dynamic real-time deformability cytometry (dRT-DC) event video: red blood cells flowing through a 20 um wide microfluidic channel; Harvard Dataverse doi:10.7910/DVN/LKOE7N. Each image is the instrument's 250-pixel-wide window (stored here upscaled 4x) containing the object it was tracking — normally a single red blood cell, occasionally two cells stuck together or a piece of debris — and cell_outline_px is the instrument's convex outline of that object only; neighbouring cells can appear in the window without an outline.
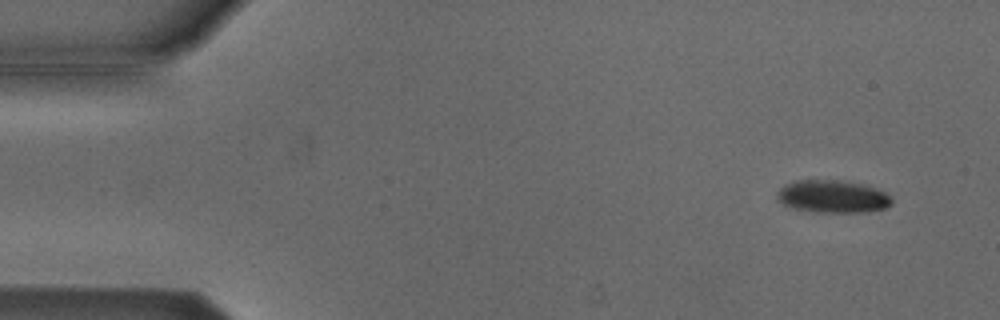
{"species": "Egyptian fruit bat (a non-hibernating species)", "species_latin": "Rousettus aegyptiacus", "temperature_condition": "cold", "stored_images_in_passage": 54, "camera_frame_rate_fps": 3000, "um_per_image_px": 0.085, "animal": {"sex": "male"}, "frame": {"image": 1, "passage_image": 4, "time_ms": 1.0, "image_size_px": [1000, 320], "cell_outline_px": [[892, 204], [884, 208], [868, 212], [816, 212], [796, 208], [784, 204], [776, 200], [776, 192], [784, 184], [796, 180], [836, 180], [864, 184], [876, 188], [884, 192], [892, 200]], "centroid_in_image_um": [70.75, 16.7], "position_along_channel_um": 14.3, "area_um2": 21.79}}
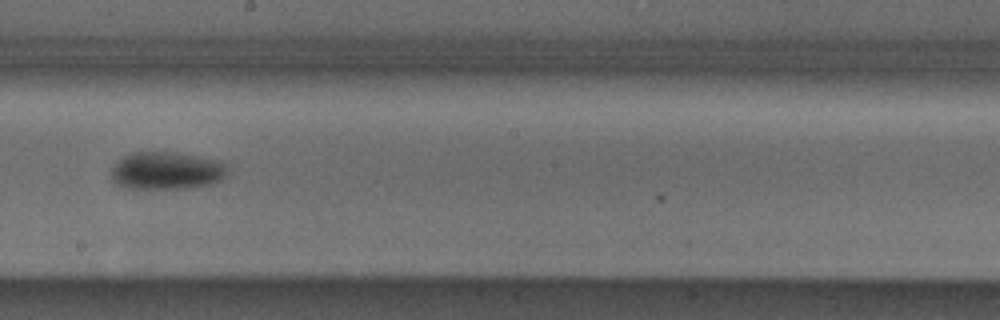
{"frame": {"image": 2, "passage_image": 30, "time_ms": 9.667, "image_size_px": [1000, 320], "cell_outline_px": [[228, 172], [220, 180], [212, 184], [188, 188], [124, 188], [116, 184], [112, 180], [112, 164], [116, 160], [132, 152], [176, 152], [220, 160], [228, 164]], "centroid_in_image_um": [14.16, 14.5], "position_along_channel_um": 234.0, "area_um2": 25.89}}
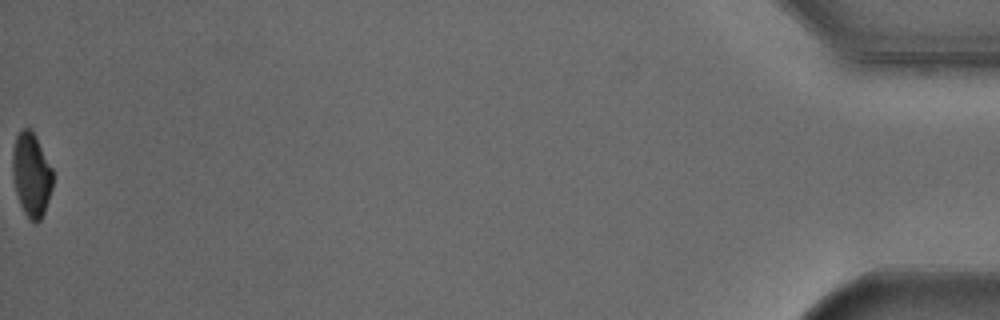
{"frame": {"image": 3, "passage_image": 54, "time_ms": 17.667, "image_size_px": [1000, 320], "cell_outline_px": [[52, 188], [44, 212], [40, 220], [36, 224], [28, 220], [20, 204], [16, 192], [12, 176], [12, 152], [16, 136], [24, 128], [28, 128], [36, 136], [52, 168]], "centroid_in_image_um": [2.66, 14.88], "position_along_channel_um": 432.5, "area_um2": 19.65}, "authors_computed_cell_mechanics": {"area_um2": 23.2356, "velocity_mm_per_s": 3.8138, "shape_relaxation_time_tau1_ms": 5.2155, "shape_relaxation_time_tau2_ms": null, "deformation_change_tau1": 0.112, "deformation_change_tau2": null}}